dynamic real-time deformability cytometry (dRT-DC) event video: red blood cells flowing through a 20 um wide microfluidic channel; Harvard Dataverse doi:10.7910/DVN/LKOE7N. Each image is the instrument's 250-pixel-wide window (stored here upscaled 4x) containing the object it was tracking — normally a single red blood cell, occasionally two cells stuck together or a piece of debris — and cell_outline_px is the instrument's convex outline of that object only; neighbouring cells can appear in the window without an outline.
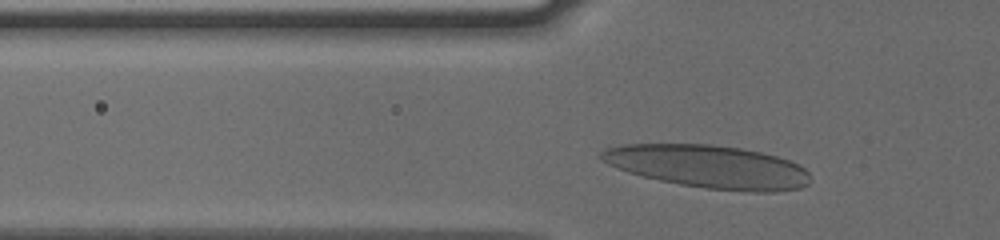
{"species": "human", "species_latin": "Homo sapiens", "temperature_condition": "cold", "stored_images_in_passage": 31, "camera_frame_rate_fps": 3000, "um_per_image_px": 0.085, "donor": {"sex": "male"}, "frame": {"image": 1, "passage_image": 3, "time_ms": 0.667, "image_size_px": [1000, 240], "cell_outline_px": [[812, 180], [808, 184], [800, 188], [776, 192], [748, 192], [704, 188], [680, 184], [660, 180], [628, 172], [616, 168], [600, 160], [600, 152], [604, 148], [620, 144], [712, 144], [740, 148], [760, 152], [776, 156], [800, 164], [808, 172]], "centroid_in_image_um": [60.23, 14.16], "position_along_channel_um": 65.6, "area_um2": 52.66}}
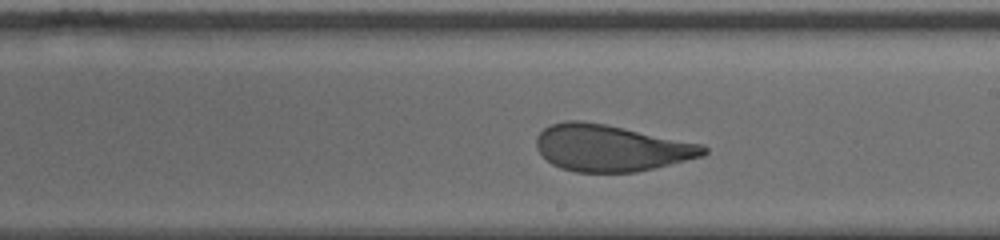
{"frame": {"image": 2, "passage_image": 17, "time_ms": 5.333, "image_size_px": [1000, 240], "cell_outline_px": [[708, 152], [704, 156], [656, 168], [636, 172], [576, 172], [560, 168], [552, 164], [536, 148], [536, 136], [544, 128], [552, 124], [568, 120], [580, 120], [604, 124], [704, 144], [708, 148]], "centroid_in_image_um": [51.96, 12.58], "position_along_channel_um": 237.0, "area_um2": 45.43}}
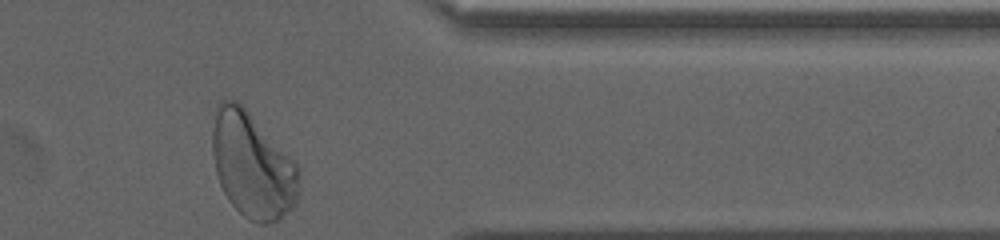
{"frame": {"image": 3, "passage_image": 30, "time_ms": 9.667, "image_size_px": [1000, 240], "cell_outline_px": [[300, 176], [296, 204], [280, 220], [268, 224], [260, 224], [248, 220], [228, 200], [220, 184], [216, 172], [212, 152], [212, 132], [216, 104], [220, 100], [236, 100], [248, 112], [300, 168]], "centroid_in_image_um": [21.45, 14.09], "position_along_channel_um": 390.0, "area_um2": 53.0}, "authors_computed_cell_mechanics": {"area_um2": 46.24, "velocity_mm_per_s": 3.7667, "shape_relaxation_time_tau1_ms": 5.6159, "shape_relaxation_time_tau2_ms": 1.0525, "deformation_change_tau1": 0.2034, "deformation_change_tau2": 0.0719}}